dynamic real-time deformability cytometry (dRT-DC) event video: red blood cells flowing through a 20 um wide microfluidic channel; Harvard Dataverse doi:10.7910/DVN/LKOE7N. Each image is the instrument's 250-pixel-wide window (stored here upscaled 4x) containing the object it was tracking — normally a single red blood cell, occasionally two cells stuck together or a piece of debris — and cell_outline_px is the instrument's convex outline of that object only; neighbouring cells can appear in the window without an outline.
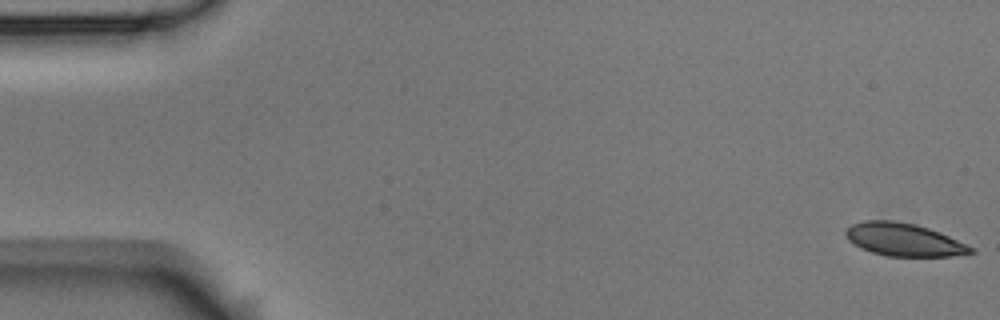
{"species": "Egyptian fruit bat (a non-hibernating species)", "species_latin": "Rousettus aegyptiacus", "temperature_condition": "room temperature", "stored_images_in_passage": 4, "camera_frame_rate_fps": 3000, "um_per_image_px": 0.085, "animal": {"sex": "male"}, "frame": {"image": 1, "passage_image": 1, "time_ms": 0.0, "image_size_px": [1000, 320], "cell_outline_px": [[976, 252], [948, 256], [888, 256], [872, 252], [860, 248], [848, 240], [844, 232], [852, 224], [864, 220], [896, 220], [928, 228], [940, 232], [976, 248]], "centroid_in_image_um": [76.82, 20.37], "position_along_channel_um": 8.2, "area_um2": 23.93}}
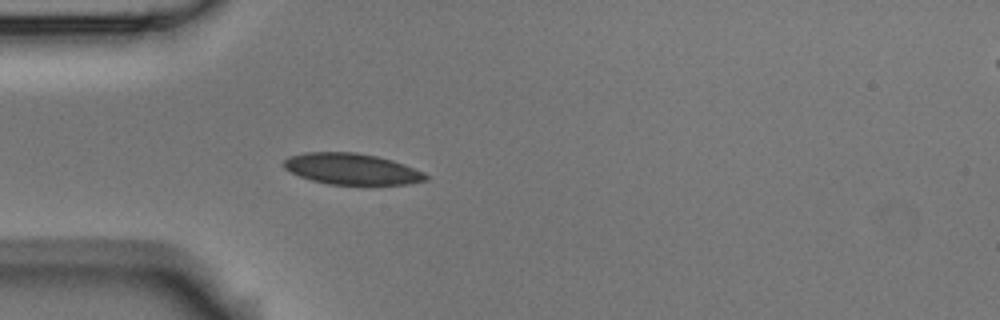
{"frame": {"image": 2, "passage_image": 4, "time_ms": 5.0, "image_size_px": [1000, 320], "cell_outline_px": [[432, 176], [428, 180], [408, 184], [328, 184], [312, 180], [300, 176], [284, 168], [280, 164], [288, 156], [304, 152], [356, 152], [376, 156], [392, 160], [404, 164], [424, 172]], "centroid_in_image_um": [29.9, 14.35], "position_along_channel_um": 55.1, "area_um2": 25.89}}